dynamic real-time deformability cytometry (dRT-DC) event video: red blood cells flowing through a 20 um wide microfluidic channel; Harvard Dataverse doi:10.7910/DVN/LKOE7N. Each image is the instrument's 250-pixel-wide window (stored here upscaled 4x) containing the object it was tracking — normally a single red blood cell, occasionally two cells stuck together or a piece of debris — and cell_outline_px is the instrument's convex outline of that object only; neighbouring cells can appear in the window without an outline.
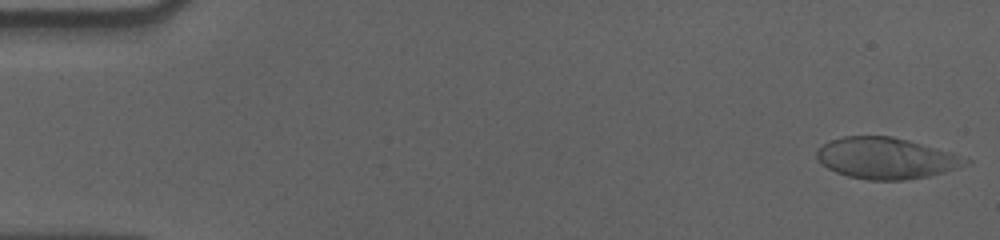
{"species": "human", "species_latin": "Homo sapiens", "temperature_condition": "cold", "stored_images_in_passage": 56, "camera_frame_rate_fps": 3000, "um_per_image_px": 0.085, "donor": {"sex": "male"}, "frame": {"image": 1, "passage_image": 1, "time_ms": 0.0, "image_size_px": [1000, 240], "cell_outline_px": [[972, 164], [944, 172], [928, 176], [904, 180], [868, 180], [848, 176], [836, 172], [820, 164], [816, 156], [816, 148], [832, 140], [844, 136], [892, 136], [908, 140], [952, 152], [972, 160]], "centroid_in_image_um": [75.34, 13.45], "position_along_channel_um": 9.7, "area_um2": 35.95}}
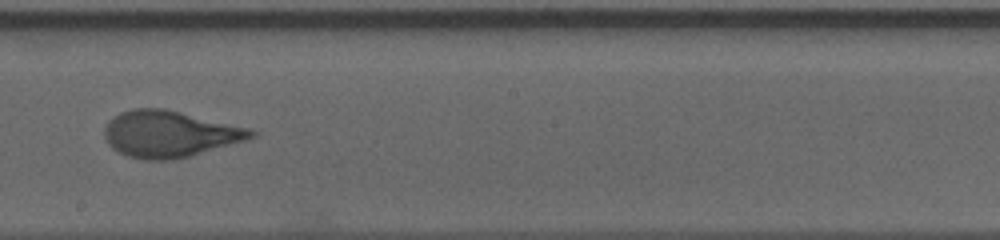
{"frame": {"image": 2, "passage_image": 32, "time_ms": 10.333, "image_size_px": [1000, 240], "cell_outline_px": [[260, 132], [256, 136], [244, 140], [188, 156], [172, 160], [144, 160], [128, 156], [112, 148], [108, 144], [104, 136], [104, 128], [108, 120], [120, 112], [132, 108], [164, 108], [248, 128]], "centroid_in_image_um": [14.36, 11.38], "position_along_channel_um": 233.8, "area_um2": 39.42}}
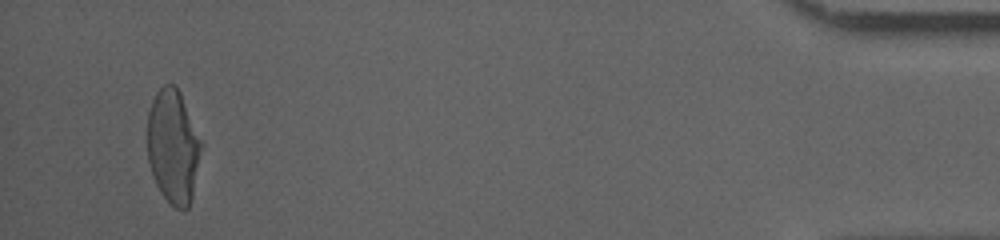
{"frame": {"image": 3, "passage_image": 54, "time_ms": 17.667, "image_size_px": [1000, 240], "cell_outline_px": [[204, 144], [192, 200], [188, 208], [184, 212], [176, 208], [160, 192], [152, 176], [148, 160], [148, 112], [152, 100], [156, 92], [164, 84], [176, 84], [180, 92]], "centroid_in_image_um": [14.75, 12.47], "position_along_channel_um": 420.4, "area_um2": 36.41}, "authors_computed_cell_mechanics": {"area_um2": 38.0613, "velocity_mm_per_s": 3.5655, "shape_relaxation_time_tau1_ms": 3.6178, "shape_relaxation_time_tau2_ms": 0.7666, "deformation_change_tau1": 0.1858, "deformation_change_tau2": 0.0599}}